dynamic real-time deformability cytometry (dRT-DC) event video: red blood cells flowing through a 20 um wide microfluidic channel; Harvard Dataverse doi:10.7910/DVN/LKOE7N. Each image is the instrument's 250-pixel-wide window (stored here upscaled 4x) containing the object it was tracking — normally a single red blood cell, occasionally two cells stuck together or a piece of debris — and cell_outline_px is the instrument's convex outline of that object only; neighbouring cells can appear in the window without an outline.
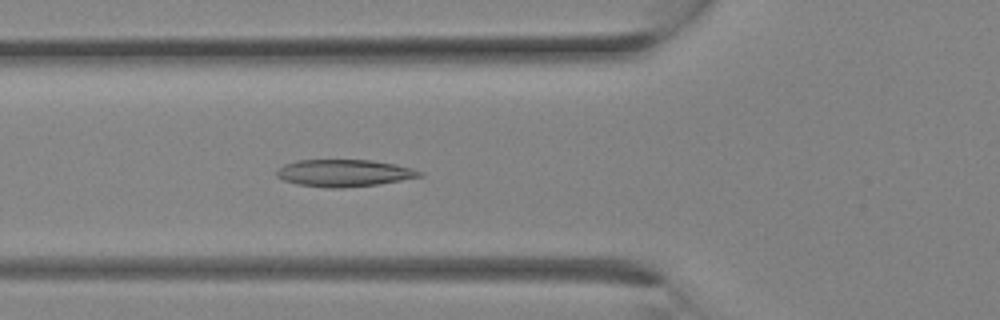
{"species": "Egyptian fruit bat (a non-hibernating species)", "species_latin": "Rousettus aegyptiacus", "temperature_condition": "room temperature", "stored_images_in_passage": 5, "camera_frame_rate_fps": 3000, "um_per_image_px": 0.085, "animal": {"sex": "female"}, "frame": {"image": 1, "passage_image": 5, "time_ms": 1.333, "image_size_px": [1000, 320], "cell_outline_px": [[424, 176], [376, 184], [344, 188], [328, 188], [296, 184], [284, 180], [276, 176], [276, 172], [284, 164], [296, 160], [372, 160], [396, 164], [412, 168], [424, 172]], "centroid_in_image_um": [29.25, 14.7], "position_along_channel_um": 96.5, "area_um2": 22.6}}